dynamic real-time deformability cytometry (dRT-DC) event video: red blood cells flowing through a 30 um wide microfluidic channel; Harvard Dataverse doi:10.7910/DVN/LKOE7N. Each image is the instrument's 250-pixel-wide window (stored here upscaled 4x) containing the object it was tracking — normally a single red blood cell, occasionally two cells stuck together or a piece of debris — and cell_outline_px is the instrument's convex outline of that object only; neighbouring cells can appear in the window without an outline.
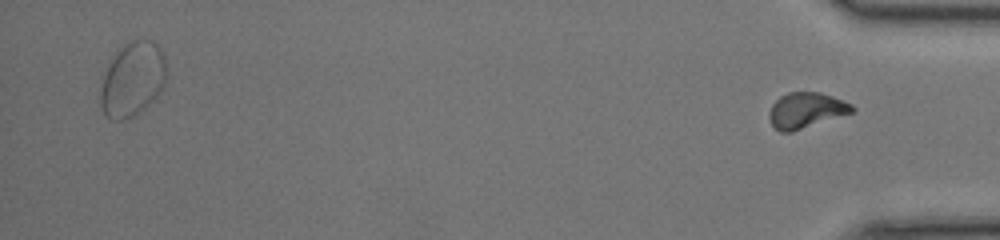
{"species": "common noctule bat (a hibernating species)", "species_latin": "Nyctalus noctula", "temperature_condition": "room temperature", "stored_images_in_passage": 46, "segment_of_instrument_passage": [2, 2], "camera_frame_rate_fps": 3000, "um_per_image_px": 0.085, "animal": {"sex": "female", "body_mass_g": 17.0, "forearm_length_mm": 48.0}, "frame": {"image": 1, "passage_image": 46, "time_ms": 15.0, "image_size_px": [1000, 240], "cell_outline_px": [[856, 112], [792, 132], [780, 132], [772, 124], [768, 116], [768, 112], [772, 104], [780, 96], [788, 92], [820, 92], [832, 96], [852, 104], [856, 108]], "centroid_in_image_um": [68.54, 9.38], "position_along_channel_um": 366.7, "area_um2": 17.46}}